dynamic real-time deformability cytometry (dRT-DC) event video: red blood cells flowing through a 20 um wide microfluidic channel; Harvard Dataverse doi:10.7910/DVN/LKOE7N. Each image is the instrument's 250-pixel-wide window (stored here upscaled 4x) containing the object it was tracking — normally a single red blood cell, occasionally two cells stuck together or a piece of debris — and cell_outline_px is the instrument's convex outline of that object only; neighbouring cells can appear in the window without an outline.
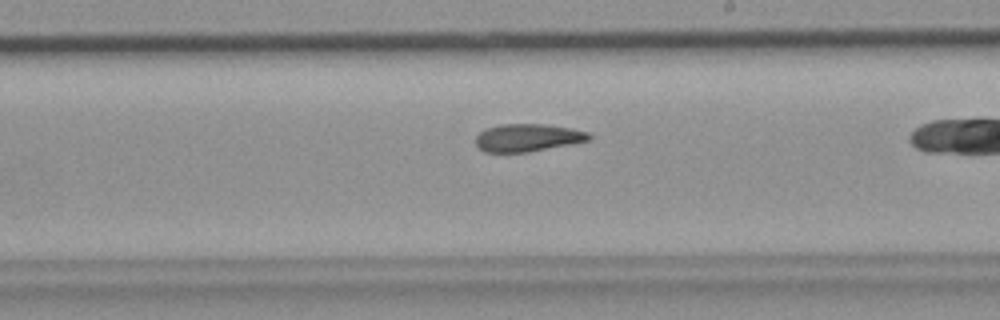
{"species": "common noctule bat (a hibernating species)", "species_latin": "Nyctalus noctula", "temperature_condition": "room temperature", "stored_images_in_passage": 33, "camera_frame_rate_fps": 3000, "um_per_image_px": 0.085, "animal": {"sex": "female", "body_mass_g": 19.9}, "frame": {"image": 1, "passage_image": 24, "time_ms": 7.667, "image_size_px": [1000, 320], "cell_outline_px": [[592, 136], [588, 140], [572, 144], [528, 152], [484, 152], [476, 144], [476, 136], [480, 132], [488, 128], [500, 124], [544, 124], [572, 128], [588, 132]], "centroid_in_image_um": [44.86, 11.7], "position_along_channel_um": 244.1, "area_um2": 18.21}}